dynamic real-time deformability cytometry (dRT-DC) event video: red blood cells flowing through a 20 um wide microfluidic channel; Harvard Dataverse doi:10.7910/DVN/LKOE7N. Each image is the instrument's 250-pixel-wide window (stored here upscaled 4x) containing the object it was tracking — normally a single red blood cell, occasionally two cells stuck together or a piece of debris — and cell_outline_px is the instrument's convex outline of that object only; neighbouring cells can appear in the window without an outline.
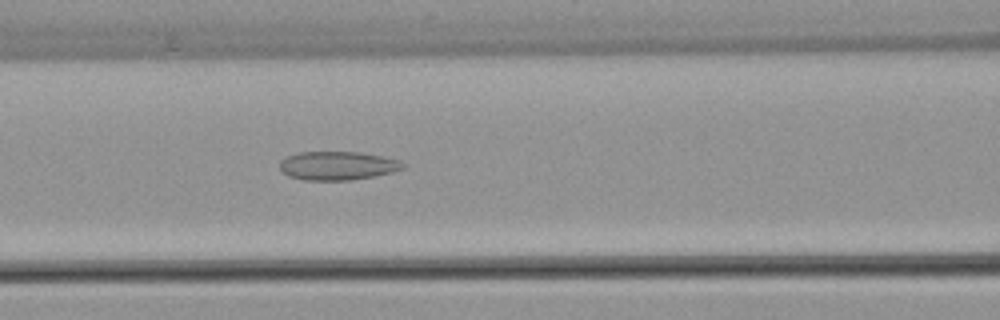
{"species": "common noctule bat (a hibernating species)", "species_latin": "Nyctalus noctula", "temperature_condition": "warm", "stored_images_in_passage": 40, "segment_of_instrument_passage": [1, 2], "camera_frame_rate_fps": 3000, "um_per_image_px": 0.085, "animal": {"sex": "female", "body_mass_g": 22.7, "forearm_length_mm": 54.2}, "frame": {"image": 1, "passage_image": 13, "time_ms": 4.0, "image_size_px": [1000, 320], "cell_outline_px": [[404, 168], [392, 172], [376, 176], [352, 180], [304, 180], [288, 176], [280, 172], [280, 160], [284, 156], [300, 152], [360, 152], [400, 160], [404, 164]], "centroid_in_image_um": [28.65, 14.09], "position_along_channel_um": 138.0, "area_um2": 20.75}}
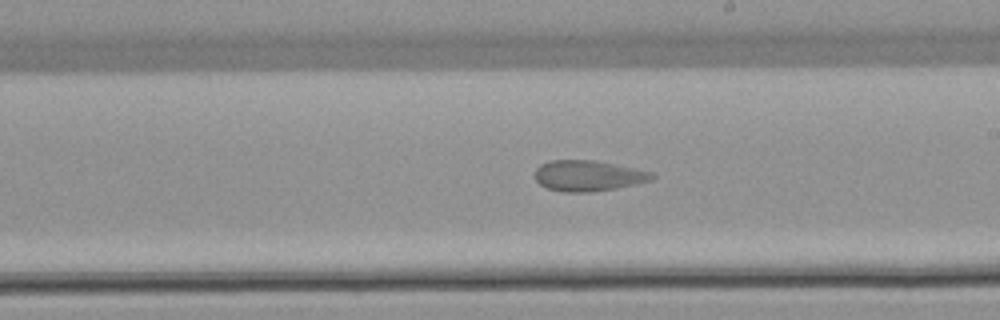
{"frame": {"image": 2, "passage_image": 21, "time_ms": 6.667, "image_size_px": [1000, 320], "cell_outline_px": [[656, 176], [652, 180], [636, 184], [616, 188], [592, 192], [560, 192], [548, 188], [540, 184], [536, 180], [536, 168], [540, 164], [552, 160], [596, 160], [652, 172]], "centroid_in_image_um": [50.0, 14.94], "position_along_channel_um": 239.0, "area_um2": 20.98}}
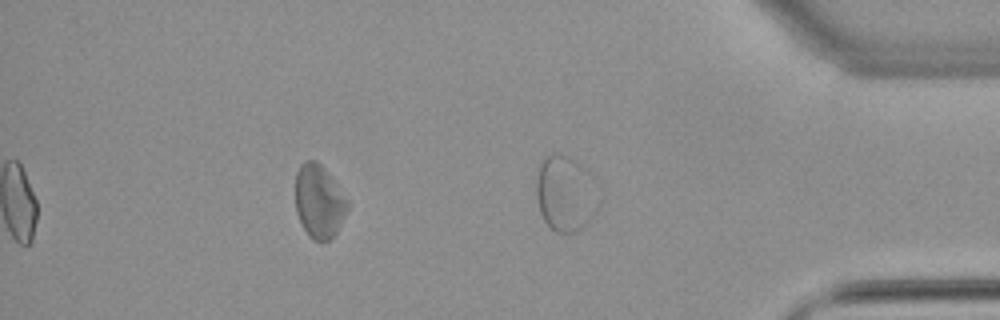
{"frame": {"image": 3, "passage_image": 34, "time_ms": 11.0, "image_size_px": [1000, 320], "cell_outline_px": [[348, 208], [336, 232], [328, 240], [312, 240], [308, 236], [296, 212], [296, 172], [300, 164], [304, 160], [316, 160], [328, 172], [348, 204]], "centroid_in_image_um": [27.08, 17.1], "position_along_channel_um": 408.1, "area_um2": 21.79}}